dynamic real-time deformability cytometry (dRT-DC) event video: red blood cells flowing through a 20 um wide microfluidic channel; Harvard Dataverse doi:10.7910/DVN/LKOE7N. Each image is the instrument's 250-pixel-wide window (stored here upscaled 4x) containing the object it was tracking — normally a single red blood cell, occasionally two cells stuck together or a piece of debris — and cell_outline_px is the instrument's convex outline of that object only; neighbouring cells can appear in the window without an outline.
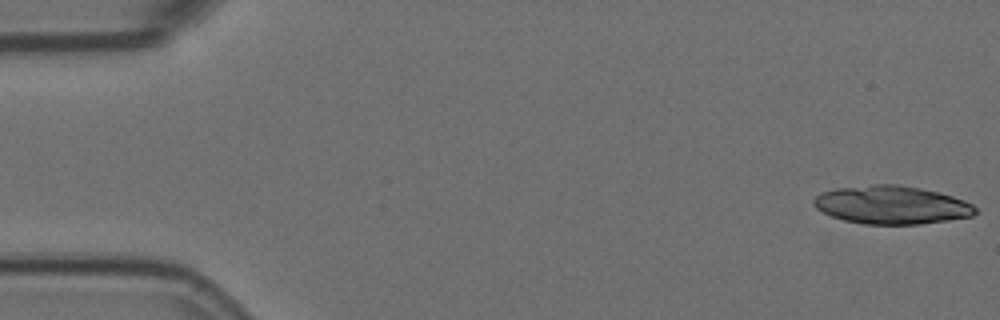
{"species": "Egyptian fruit bat (a non-hibernating species)", "species_latin": "Rousettus aegyptiacus", "temperature_condition": "room temperature", "stored_images_in_passage": 16, "camera_frame_rate_fps": 3000, "um_per_image_px": 0.085, "animal": {"sex": "female"}, "frame": {"image": 1, "passage_image": 1, "time_ms": 0.0, "image_size_px": [1000, 320], "cell_outline_px": [[980, 212], [972, 216], [948, 220], [920, 224], [864, 224], [844, 220], [832, 216], [816, 208], [812, 204], [812, 200], [820, 192], [836, 188], [876, 184], [900, 184], [940, 192], [964, 200], [972, 204]], "centroid_in_image_um": [75.8, 17.41], "position_along_channel_um": 9.2, "area_um2": 36.18}}